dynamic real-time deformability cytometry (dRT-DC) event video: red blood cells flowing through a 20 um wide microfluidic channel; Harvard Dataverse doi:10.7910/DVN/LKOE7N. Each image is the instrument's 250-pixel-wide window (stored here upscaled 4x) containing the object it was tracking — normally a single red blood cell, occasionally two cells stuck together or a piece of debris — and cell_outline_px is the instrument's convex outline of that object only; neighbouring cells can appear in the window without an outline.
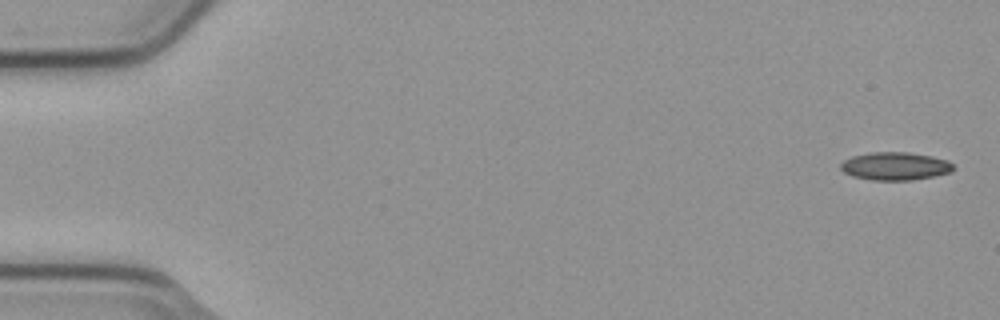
{"species": "common noctule bat (a hibernating species)", "species_latin": "Nyctalus noctula", "temperature_condition": "cold", "stored_images_in_passage": 5, "camera_frame_rate_fps": 3000, "um_per_image_px": 0.085, "animal": {"sex": "male", "body_mass_g": 23.1, "forearm_length_mm": 52.7}, "frame": {"image": 1, "passage_image": 1, "time_ms": 0.0, "image_size_px": [1000, 320], "cell_outline_px": [[956, 168], [952, 172], [912, 180], [872, 180], [852, 176], [844, 172], [840, 168], [840, 164], [844, 160], [852, 156], [872, 152], [908, 152], [932, 156], [948, 160]], "centroid_in_image_um": [76.1, 14.12], "position_along_channel_um": 8.9, "area_um2": 18.44}}